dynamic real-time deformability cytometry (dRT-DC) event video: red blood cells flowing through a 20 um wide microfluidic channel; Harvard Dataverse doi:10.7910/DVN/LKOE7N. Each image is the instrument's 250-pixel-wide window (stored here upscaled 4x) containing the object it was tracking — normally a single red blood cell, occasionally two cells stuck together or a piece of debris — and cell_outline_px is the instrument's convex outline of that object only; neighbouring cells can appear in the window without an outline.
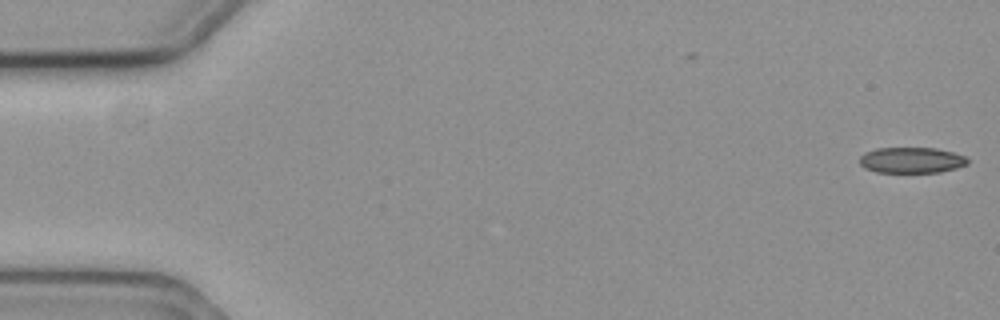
{"species": "common noctule bat (a hibernating species)", "species_latin": "Nyctalus noctula", "temperature_condition": "cold", "stored_images_in_passage": 57, "camera_frame_rate_fps": 3000, "um_per_image_px": 0.085, "animal": {"sex": "female", "body_mass_g": 19.3, "forearm_length_mm": 54.1}, "frame": {"image": 1, "passage_image": 1, "time_ms": 0.0, "image_size_px": [1000, 320], "cell_outline_px": [[968, 164], [956, 168], [940, 172], [876, 172], [864, 168], [860, 164], [860, 156], [864, 152], [876, 148], [936, 148], [952, 152], [964, 156], [968, 160]], "centroid_in_image_um": [77.45, 13.61], "position_along_channel_um": 7.5, "area_um2": 16.24}}
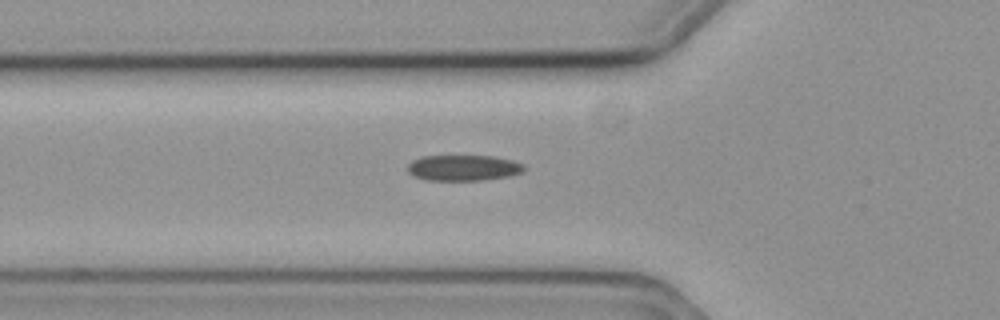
{"frame": {"image": 2, "passage_image": 20, "time_ms": 6.333, "image_size_px": [1000, 320], "cell_outline_px": [[524, 168], [520, 172], [508, 176], [480, 180], [424, 180], [412, 176], [408, 172], [408, 164], [412, 160], [420, 156], [496, 156], [512, 160], [524, 164]], "centroid_in_image_um": [39.33, 14.26], "position_along_channel_um": 86.5, "area_um2": 17.51}}
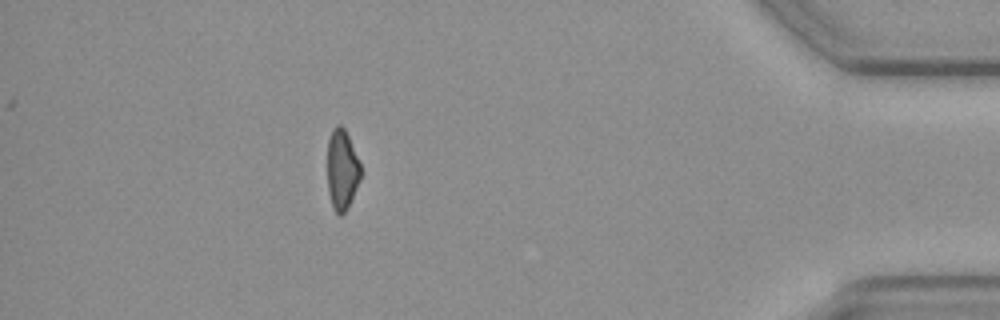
{"frame": {"image": 3, "passage_image": 51, "time_ms": 16.667, "image_size_px": [1000, 320], "cell_outline_px": [[360, 180], [344, 212], [340, 216], [332, 208], [328, 192], [328, 140], [332, 128], [336, 124], [340, 124], [344, 128], [348, 136], [360, 164]], "centroid_in_image_um": [29.04, 14.39], "position_along_channel_um": 406.2, "area_um2": 15.32}, "authors_computed_cell_mechanics": {"area_um2": 17.629, "velocity_mm_per_s": 3.6104, "shape_relaxation_time_tau1_ms": 9.5634, "shape_relaxation_time_tau2_ms": 7.5523, "deformation_change_tau1": 0.1745, "deformation_change_tau2": 0.1607}}